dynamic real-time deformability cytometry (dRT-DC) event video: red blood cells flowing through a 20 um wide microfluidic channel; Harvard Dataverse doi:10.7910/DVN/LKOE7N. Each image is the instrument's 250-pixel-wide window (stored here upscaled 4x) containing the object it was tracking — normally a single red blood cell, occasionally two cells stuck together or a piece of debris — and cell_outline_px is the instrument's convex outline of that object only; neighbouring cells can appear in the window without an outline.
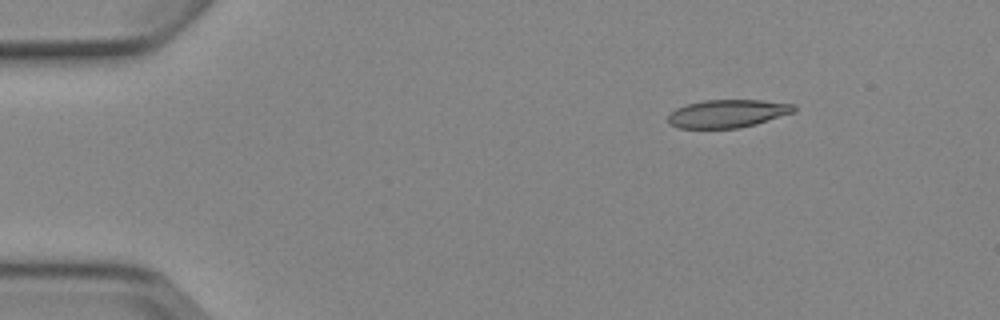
{"species": "Egyptian fruit bat (a non-hibernating species)", "species_latin": "Rousettus aegyptiacus", "temperature_condition": "cold", "stored_images_in_passage": 5, "camera_frame_rate_fps": 3000, "um_per_image_px": 0.085, "animal": {"sex": "female"}, "frame": {"image": 1, "passage_image": 2, "time_ms": 1.333, "image_size_px": [1000, 320], "cell_outline_px": [[796, 112], [756, 124], [740, 128], [680, 128], [668, 124], [668, 116], [676, 108], [688, 104], [704, 100], [760, 100], [796, 104]], "centroid_in_image_um": [61.88, 9.65], "position_along_channel_um": 23.1, "area_um2": 20.63}}
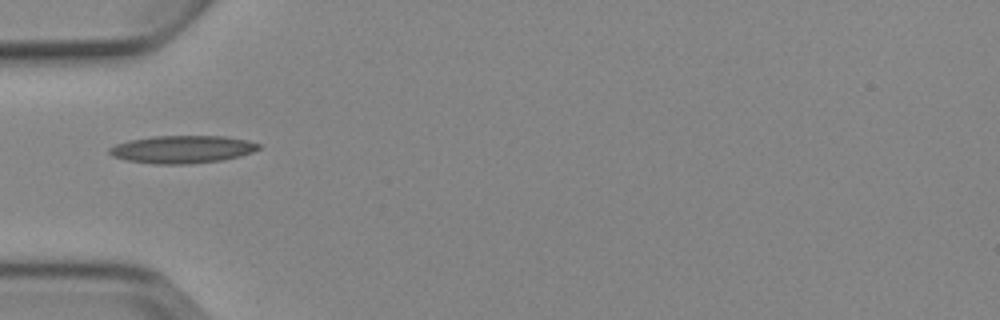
{"frame": {"image": 2, "passage_image": 5, "time_ms": 4.667, "image_size_px": [1000, 320], "cell_outline_px": [[260, 148], [252, 152], [240, 156], [220, 160], [184, 164], [152, 164], [128, 160], [112, 156], [108, 152], [108, 148], [116, 144], [128, 140], [152, 136], [224, 136], [248, 140], [260, 144]], "centroid_in_image_um": [15.47, 12.68], "position_along_channel_um": 69.5, "area_um2": 24.04}}